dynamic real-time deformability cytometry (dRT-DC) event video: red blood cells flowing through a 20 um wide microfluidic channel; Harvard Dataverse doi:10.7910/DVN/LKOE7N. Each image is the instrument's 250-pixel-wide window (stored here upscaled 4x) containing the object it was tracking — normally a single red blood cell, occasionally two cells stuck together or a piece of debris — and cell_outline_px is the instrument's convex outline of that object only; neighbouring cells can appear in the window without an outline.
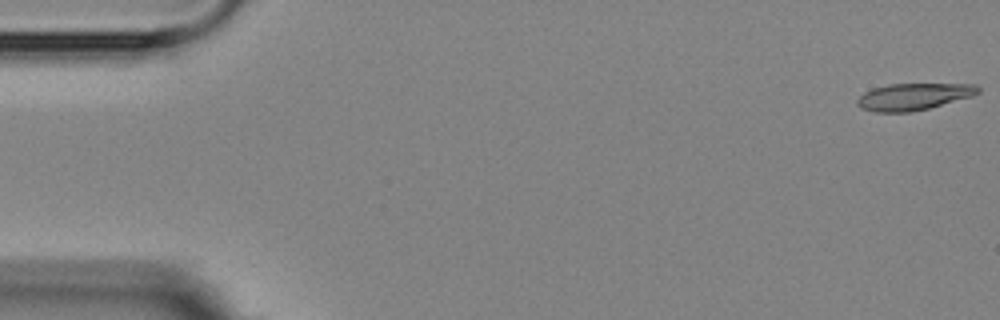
{"species": "Egyptian fruit bat (a non-hibernating species)", "species_latin": "Rousettus aegyptiacus", "temperature_condition": "room temperature", "stored_images_in_passage": 5, "camera_frame_rate_fps": 3000, "um_per_image_px": 0.085, "animal": {"sex": "female"}, "frame": {"image": 1, "passage_image": 1, "time_ms": 0.0, "image_size_px": [1000, 320], "cell_outline_px": [[980, 92], [972, 96], [928, 108], [912, 112], [876, 112], [860, 108], [856, 104], [856, 100], [864, 92], [872, 88], [888, 84], [976, 84], [980, 88]], "centroid_in_image_um": [77.62, 8.21], "position_along_channel_um": 7.4, "area_um2": 18.9}}
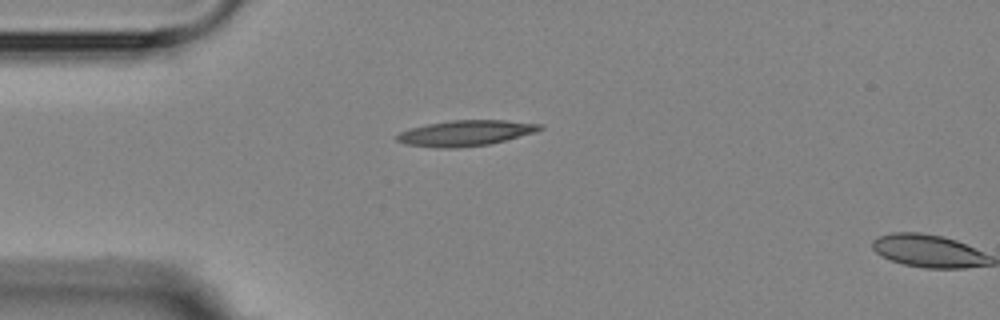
{"frame": {"image": 2, "passage_image": 4, "time_ms": 4.333, "image_size_px": [1000, 320], "cell_outline_px": [[544, 128], [536, 132], [488, 144], [460, 148], [436, 148], [404, 144], [396, 140], [396, 136], [400, 132], [412, 128], [428, 124], [452, 120], [504, 120], [540, 124]], "centroid_in_image_um": [39.55, 11.32], "position_along_channel_um": 45.4, "area_um2": 21.21}}